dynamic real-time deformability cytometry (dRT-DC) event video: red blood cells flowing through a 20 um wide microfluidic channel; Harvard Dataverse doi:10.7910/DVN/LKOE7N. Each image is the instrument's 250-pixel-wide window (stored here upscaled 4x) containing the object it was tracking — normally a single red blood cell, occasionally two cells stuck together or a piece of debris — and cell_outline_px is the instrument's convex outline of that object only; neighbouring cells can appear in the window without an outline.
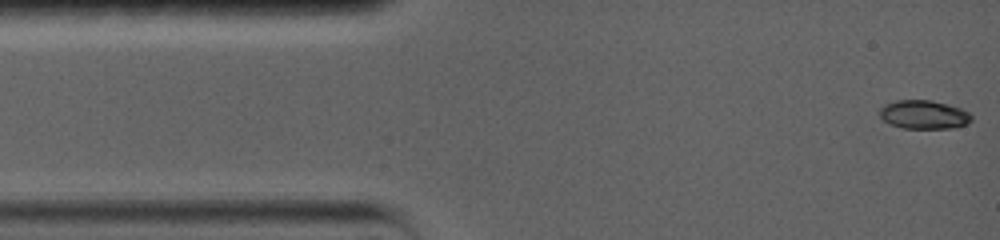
{"species": "common noctule bat (a hibernating species)", "species_latin": "Nyctalus noctula", "temperature_condition": "warm", "stored_images_in_passage": 87, "camera_frame_rate_fps": 5000, "um_per_image_px": 0.085, "animal": {"sex": "female", "body_mass_g": 19.0, "forearm_length_mm": 56.7}, "frame": {"image": 1, "passage_image": 1, "time_ms": 0.0, "image_size_px": [1000, 240], "cell_outline_px": [[972, 120], [968, 124], [952, 128], [904, 128], [892, 124], [884, 120], [880, 116], [880, 108], [884, 104], [896, 100], [932, 100], [948, 104], [960, 108], [968, 112], [972, 116]], "centroid_in_image_um": [78.55, 9.73], "position_along_channel_um": 6.5, "area_um2": 15.32}}
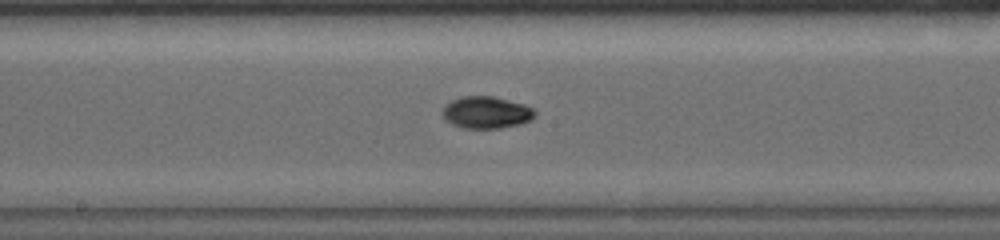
{"frame": {"image": 2, "passage_image": 38, "time_ms": 7.4, "image_size_px": [1000, 240], "cell_outline_px": [[536, 116], [532, 120], [520, 124], [500, 128], [464, 128], [452, 124], [444, 120], [440, 112], [444, 104], [460, 96], [492, 96], [524, 104], [532, 108], [536, 112]], "centroid_in_image_um": [41.3, 9.56], "position_along_channel_um": 206.9, "area_um2": 17.51}}
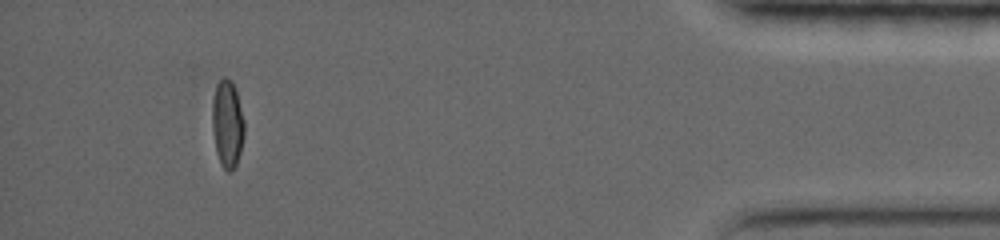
{"frame": {"image": 3, "passage_image": 75, "time_ms": 14.8, "image_size_px": [1000, 240], "cell_outline_px": [[244, 136], [240, 152], [236, 164], [232, 172], [228, 172], [220, 164], [216, 152], [212, 128], [212, 100], [216, 84], [224, 76], [232, 80], [236, 88], [244, 120]], "centroid_in_image_um": [19.32, 10.5], "position_along_channel_um": 415.9, "area_um2": 16.65}, "authors_computed_cell_mechanics": {"area_um2": 16.1262, "velocity_mm_per_s": 3.7827, "shape_relaxation_time_tau1_ms": 5.9257, "shape_relaxation_time_tau2_ms": 1.683, "deformation_change_tau1": 0.228, "deformation_change_tau2": 0.0255}}